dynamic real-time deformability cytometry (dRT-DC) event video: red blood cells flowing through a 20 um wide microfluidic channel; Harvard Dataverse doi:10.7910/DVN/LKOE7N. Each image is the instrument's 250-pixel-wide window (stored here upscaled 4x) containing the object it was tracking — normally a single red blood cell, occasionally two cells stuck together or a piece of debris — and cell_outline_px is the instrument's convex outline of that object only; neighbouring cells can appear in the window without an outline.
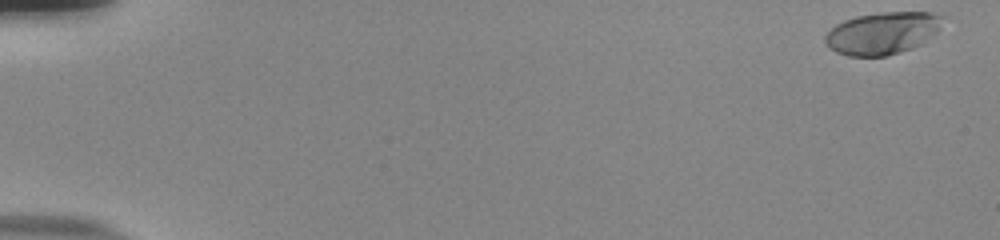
{"species": "human", "species_latin": "Homo sapiens", "temperature_condition": "room temperature", "stored_images_in_passage": 54, "camera_frame_rate_fps": 3000, "um_per_image_px": 0.085, "donor": {"sex": "male"}, "frame": {"image": 1, "passage_image": 1, "time_ms": 0.0, "image_size_px": [1000, 240], "cell_outline_px": [[944, 16], [940, 28], [936, 32], [920, 44], [912, 48], [900, 52], [884, 56], [848, 56], [836, 52], [824, 40], [824, 36], [836, 24], [844, 20], [856, 16], [880, 12], [932, 12]], "centroid_in_image_um": [75.01, 2.8], "position_along_channel_um": 10.0, "area_um2": 28.78}}
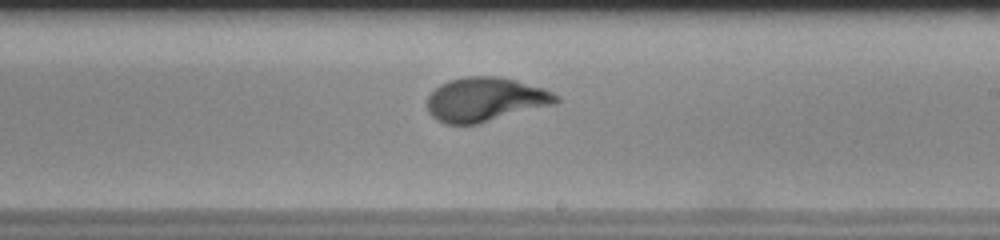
{"frame": {"image": 2, "passage_image": 33, "time_ms": 10.667, "image_size_px": [1000, 240], "cell_outline_px": [[560, 100], [556, 104], [476, 124], [444, 124], [436, 120], [428, 112], [428, 96], [440, 84], [448, 80], [464, 76], [500, 76], [516, 80], [544, 88], [560, 96]], "centroid_in_image_um": [41.27, 8.45], "position_along_channel_um": 247.7, "area_um2": 33.29}}
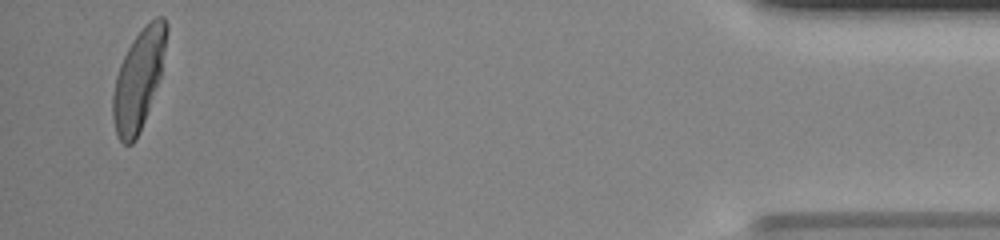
{"frame": {"image": 3, "passage_image": 52, "time_ms": 17.0, "image_size_px": [1000, 240], "cell_outline_px": [[168, 28], [160, 76], [140, 132], [136, 140], [132, 144], [124, 144], [116, 136], [112, 116], [112, 96], [116, 76], [120, 64], [132, 40], [144, 24], [156, 16], [164, 16], [168, 24]], "centroid_in_image_um": [11.76, 6.74], "position_along_channel_um": 423.4, "area_um2": 31.1}, "authors_computed_cell_mechanics": {"area_um2": 31.4432, "velocity_mm_per_s": 3.8866, "shape_relaxation_time_tau1_ms": 3.8167, "shape_relaxation_time_tau2_ms": null, "deformation_change_tau1": 0.2295, "deformation_change_tau2": null}}